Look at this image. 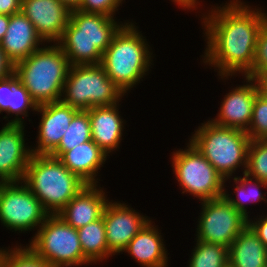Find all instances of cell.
I'll use <instances>...</instances> for the list:
<instances>
[{
    "label": "cell",
    "instance_id": "obj_1",
    "mask_svg": "<svg viewBox=\"0 0 267 267\" xmlns=\"http://www.w3.org/2000/svg\"><path fill=\"white\" fill-rule=\"evenodd\" d=\"M243 4L233 0L203 15L208 40L203 61L218 68L221 78L240 72L246 77L252 71L257 36L267 13Z\"/></svg>",
    "mask_w": 267,
    "mask_h": 267
},
{
    "label": "cell",
    "instance_id": "obj_2",
    "mask_svg": "<svg viewBox=\"0 0 267 267\" xmlns=\"http://www.w3.org/2000/svg\"><path fill=\"white\" fill-rule=\"evenodd\" d=\"M122 26L105 14L73 10L57 44L70 66L100 64L102 54Z\"/></svg>",
    "mask_w": 267,
    "mask_h": 267
},
{
    "label": "cell",
    "instance_id": "obj_3",
    "mask_svg": "<svg viewBox=\"0 0 267 267\" xmlns=\"http://www.w3.org/2000/svg\"><path fill=\"white\" fill-rule=\"evenodd\" d=\"M49 214H58L85 186L57 158L32 154L23 180Z\"/></svg>",
    "mask_w": 267,
    "mask_h": 267
},
{
    "label": "cell",
    "instance_id": "obj_4",
    "mask_svg": "<svg viewBox=\"0 0 267 267\" xmlns=\"http://www.w3.org/2000/svg\"><path fill=\"white\" fill-rule=\"evenodd\" d=\"M43 47L18 62L13 70L37 105L61 100L70 68L68 58L57 43Z\"/></svg>",
    "mask_w": 267,
    "mask_h": 267
},
{
    "label": "cell",
    "instance_id": "obj_5",
    "mask_svg": "<svg viewBox=\"0 0 267 267\" xmlns=\"http://www.w3.org/2000/svg\"><path fill=\"white\" fill-rule=\"evenodd\" d=\"M129 23L125 22L114 35L111 44L102 54L100 63L108 77L124 94L146 75L152 64V53L145 37L136 26Z\"/></svg>",
    "mask_w": 267,
    "mask_h": 267
},
{
    "label": "cell",
    "instance_id": "obj_6",
    "mask_svg": "<svg viewBox=\"0 0 267 267\" xmlns=\"http://www.w3.org/2000/svg\"><path fill=\"white\" fill-rule=\"evenodd\" d=\"M204 123L196 129L189 141L224 177V180L233 176L236 168L241 165L245 168H243L244 174L251 142L246 131L218 126L210 120Z\"/></svg>",
    "mask_w": 267,
    "mask_h": 267
},
{
    "label": "cell",
    "instance_id": "obj_7",
    "mask_svg": "<svg viewBox=\"0 0 267 267\" xmlns=\"http://www.w3.org/2000/svg\"><path fill=\"white\" fill-rule=\"evenodd\" d=\"M62 93L63 103L81 111L119 104L125 95L101 64L70 66Z\"/></svg>",
    "mask_w": 267,
    "mask_h": 267
},
{
    "label": "cell",
    "instance_id": "obj_8",
    "mask_svg": "<svg viewBox=\"0 0 267 267\" xmlns=\"http://www.w3.org/2000/svg\"><path fill=\"white\" fill-rule=\"evenodd\" d=\"M28 247L53 267H74L90 262L84 257L77 229L57 214H49Z\"/></svg>",
    "mask_w": 267,
    "mask_h": 267
},
{
    "label": "cell",
    "instance_id": "obj_9",
    "mask_svg": "<svg viewBox=\"0 0 267 267\" xmlns=\"http://www.w3.org/2000/svg\"><path fill=\"white\" fill-rule=\"evenodd\" d=\"M187 147L184 151L180 149L172 155L173 172L184 190L182 193L194 195L199 201L223 196L224 177L190 141Z\"/></svg>",
    "mask_w": 267,
    "mask_h": 267
},
{
    "label": "cell",
    "instance_id": "obj_10",
    "mask_svg": "<svg viewBox=\"0 0 267 267\" xmlns=\"http://www.w3.org/2000/svg\"><path fill=\"white\" fill-rule=\"evenodd\" d=\"M48 215L22 181L0 182V220L6 228L19 232L31 231L36 226L39 228Z\"/></svg>",
    "mask_w": 267,
    "mask_h": 267
},
{
    "label": "cell",
    "instance_id": "obj_11",
    "mask_svg": "<svg viewBox=\"0 0 267 267\" xmlns=\"http://www.w3.org/2000/svg\"><path fill=\"white\" fill-rule=\"evenodd\" d=\"M202 211L197 225V239L206 243L230 247L248 225V219L238 212L224 196L201 201Z\"/></svg>",
    "mask_w": 267,
    "mask_h": 267
},
{
    "label": "cell",
    "instance_id": "obj_12",
    "mask_svg": "<svg viewBox=\"0 0 267 267\" xmlns=\"http://www.w3.org/2000/svg\"><path fill=\"white\" fill-rule=\"evenodd\" d=\"M127 206L124 203L108 201L104 208L102 216L107 246L113 255L124 252L132 238L150 221Z\"/></svg>",
    "mask_w": 267,
    "mask_h": 267
},
{
    "label": "cell",
    "instance_id": "obj_13",
    "mask_svg": "<svg viewBox=\"0 0 267 267\" xmlns=\"http://www.w3.org/2000/svg\"><path fill=\"white\" fill-rule=\"evenodd\" d=\"M24 124H5L0 130V182L23 180L32 151L25 146Z\"/></svg>",
    "mask_w": 267,
    "mask_h": 267
},
{
    "label": "cell",
    "instance_id": "obj_14",
    "mask_svg": "<svg viewBox=\"0 0 267 267\" xmlns=\"http://www.w3.org/2000/svg\"><path fill=\"white\" fill-rule=\"evenodd\" d=\"M21 12L33 23L42 40L48 43L60 40L71 13L59 0H22Z\"/></svg>",
    "mask_w": 267,
    "mask_h": 267
},
{
    "label": "cell",
    "instance_id": "obj_15",
    "mask_svg": "<svg viewBox=\"0 0 267 267\" xmlns=\"http://www.w3.org/2000/svg\"><path fill=\"white\" fill-rule=\"evenodd\" d=\"M41 114L37 146L32 149L34 155H49L60 143L73 116L79 111L61 100L38 105Z\"/></svg>",
    "mask_w": 267,
    "mask_h": 267
},
{
    "label": "cell",
    "instance_id": "obj_16",
    "mask_svg": "<svg viewBox=\"0 0 267 267\" xmlns=\"http://www.w3.org/2000/svg\"><path fill=\"white\" fill-rule=\"evenodd\" d=\"M245 78L247 84L237 86L225 95L217 118L210 120L215 125L243 131L248 130L252 118L253 104L259 91L254 79L247 76Z\"/></svg>",
    "mask_w": 267,
    "mask_h": 267
},
{
    "label": "cell",
    "instance_id": "obj_17",
    "mask_svg": "<svg viewBox=\"0 0 267 267\" xmlns=\"http://www.w3.org/2000/svg\"><path fill=\"white\" fill-rule=\"evenodd\" d=\"M40 42L43 40L33 23L21 11L10 15L8 28L0 46L13 66L37 51L39 44H42Z\"/></svg>",
    "mask_w": 267,
    "mask_h": 267
},
{
    "label": "cell",
    "instance_id": "obj_18",
    "mask_svg": "<svg viewBox=\"0 0 267 267\" xmlns=\"http://www.w3.org/2000/svg\"><path fill=\"white\" fill-rule=\"evenodd\" d=\"M97 186H85L57 215L75 229L100 219L108 199L101 187L98 189Z\"/></svg>",
    "mask_w": 267,
    "mask_h": 267
},
{
    "label": "cell",
    "instance_id": "obj_19",
    "mask_svg": "<svg viewBox=\"0 0 267 267\" xmlns=\"http://www.w3.org/2000/svg\"><path fill=\"white\" fill-rule=\"evenodd\" d=\"M118 104L93 107L88 111L92 140L108 155L119 148L124 129Z\"/></svg>",
    "mask_w": 267,
    "mask_h": 267
},
{
    "label": "cell",
    "instance_id": "obj_20",
    "mask_svg": "<svg viewBox=\"0 0 267 267\" xmlns=\"http://www.w3.org/2000/svg\"><path fill=\"white\" fill-rule=\"evenodd\" d=\"M151 220L132 238L125 248L142 267H167V251L158 228Z\"/></svg>",
    "mask_w": 267,
    "mask_h": 267
},
{
    "label": "cell",
    "instance_id": "obj_21",
    "mask_svg": "<svg viewBox=\"0 0 267 267\" xmlns=\"http://www.w3.org/2000/svg\"><path fill=\"white\" fill-rule=\"evenodd\" d=\"M106 157L107 154L91 140L64 152L58 159L85 183L97 184L96 174L106 161Z\"/></svg>",
    "mask_w": 267,
    "mask_h": 267
},
{
    "label": "cell",
    "instance_id": "obj_22",
    "mask_svg": "<svg viewBox=\"0 0 267 267\" xmlns=\"http://www.w3.org/2000/svg\"><path fill=\"white\" fill-rule=\"evenodd\" d=\"M231 267H267V248L247 225L229 247Z\"/></svg>",
    "mask_w": 267,
    "mask_h": 267
},
{
    "label": "cell",
    "instance_id": "obj_23",
    "mask_svg": "<svg viewBox=\"0 0 267 267\" xmlns=\"http://www.w3.org/2000/svg\"><path fill=\"white\" fill-rule=\"evenodd\" d=\"M30 108L36 111L38 105L14 72L0 80V113L3 111L9 115H16L8 124H23V119L19 116L28 117Z\"/></svg>",
    "mask_w": 267,
    "mask_h": 267
},
{
    "label": "cell",
    "instance_id": "obj_24",
    "mask_svg": "<svg viewBox=\"0 0 267 267\" xmlns=\"http://www.w3.org/2000/svg\"><path fill=\"white\" fill-rule=\"evenodd\" d=\"M84 257L92 264L112 256L106 240L103 216L77 229Z\"/></svg>",
    "mask_w": 267,
    "mask_h": 267
},
{
    "label": "cell",
    "instance_id": "obj_25",
    "mask_svg": "<svg viewBox=\"0 0 267 267\" xmlns=\"http://www.w3.org/2000/svg\"><path fill=\"white\" fill-rule=\"evenodd\" d=\"M91 140V126L88 111L79 110L73 116L59 145L49 155L58 159L64 152Z\"/></svg>",
    "mask_w": 267,
    "mask_h": 267
},
{
    "label": "cell",
    "instance_id": "obj_26",
    "mask_svg": "<svg viewBox=\"0 0 267 267\" xmlns=\"http://www.w3.org/2000/svg\"><path fill=\"white\" fill-rule=\"evenodd\" d=\"M249 175L244 173L243 177H234V182L238 185L235 187V192L237 199H234L232 197H229L230 195L226 193L227 191L224 190L223 196L226 198V200L238 211L240 212L244 217L247 219L248 217V212L246 209V205L244 201H249L251 202H260V201H266L265 197L259 190V188L262 186L263 188L267 189V183L263 182L261 180L255 179L254 181L252 180ZM240 182V183H239ZM253 183V185H252ZM253 188H252V187ZM249 187V190L248 188ZM251 188V189H250ZM248 190V191H247ZM243 199V200H242Z\"/></svg>",
    "mask_w": 267,
    "mask_h": 267
},
{
    "label": "cell",
    "instance_id": "obj_27",
    "mask_svg": "<svg viewBox=\"0 0 267 267\" xmlns=\"http://www.w3.org/2000/svg\"><path fill=\"white\" fill-rule=\"evenodd\" d=\"M188 267H226L229 265V248L221 244L196 241Z\"/></svg>",
    "mask_w": 267,
    "mask_h": 267
},
{
    "label": "cell",
    "instance_id": "obj_28",
    "mask_svg": "<svg viewBox=\"0 0 267 267\" xmlns=\"http://www.w3.org/2000/svg\"><path fill=\"white\" fill-rule=\"evenodd\" d=\"M245 173L267 183V140H251Z\"/></svg>",
    "mask_w": 267,
    "mask_h": 267
},
{
    "label": "cell",
    "instance_id": "obj_29",
    "mask_svg": "<svg viewBox=\"0 0 267 267\" xmlns=\"http://www.w3.org/2000/svg\"><path fill=\"white\" fill-rule=\"evenodd\" d=\"M1 267H53L38 257L27 245L7 249Z\"/></svg>",
    "mask_w": 267,
    "mask_h": 267
},
{
    "label": "cell",
    "instance_id": "obj_30",
    "mask_svg": "<svg viewBox=\"0 0 267 267\" xmlns=\"http://www.w3.org/2000/svg\"><path fill=\"white\" fill-rule=\"evenodd\" d=\"M251 140H267V100L258 94L252 110V118L246 131Z\"/></svg>",
    "mask_w": 267,
    "mask_h": 267
},
{
    "label": "cell",
    "instance_id": "obj_31",
    "mask_svg": "<svg viewBox=\"0 0 267 267\" xmlns=\"http://www.w3.org/2000/svg\"><path fill=\"white\" fill-rule=\"evenodd\" d=\"M267 71V20L261 26L255 49V57L252 64V71L247 75L251 77L253 74H262Z\"/></svg>",
    "mask_w": 267,
    "mask_h": 267
},
{
    "label": "cell",
    "instance_id": "obj_32",
    "mask_svg": "<svg viewBox=\"0 0 267 267\" xmlns=\"http://www.w3.org/2000/svg\"><path fill=\"white\" fill-rule=\"evenodd\" d=\"M123 0H82L79 11L85 13H101L114 17L115 11L118 10Z\"/></svg>",
    "mask_w": 267,
    "mask_h": 267
},
{
    "label": "cell",
    "instance_id": "obj_33",
    "mask_svg": "<svg viewBox=\"0 0 267 267\" xmlns=\"http://www.w3.org/2000/svg\"><path fill=\"white\" fill-rule=\"evenodd\" d=\"M265 217V218H264ZM256 220L251 222L250 218L248 219V225L252 230L257 234L259 240L267 248V216H261Z\"/></svg>",
    "mask_w": 267,
    "mask_h": 267
},
{
    "label": "cell",
    "instance_id": "obj_34",
    "mask_svg": "<svg viewBox=\"0 0 267 267\" xmlns=\"http://www.w3.org/2000/svg\"><path fill=\"white\" fill-rule=\"evenodd\" d=\"M22 0H0V14L12 15L21 11Z\"/></svg>",
    "mask_w": 267,
    "mask_h": 267
},
{
    "label": "cell",
    "instance_id": "obj_35",
    "mask_svg": "<svg viewBox=\"0 0 267 267\" xmlns=\"http://www.w3.org/2000/svg\"><path fill=\"white\" fill-rule=\"evenodd\" d=\"M14 66L6 59V56L0 46V80L13 73Z\"/></svg>",
    "mask_w": 267,
    "mask_h": 267
},
{
    "label": "cell",
    "instance_id": "obj_36",
    "mask_svg": "<svg viewBox=\"0 0 267 267\" xmlns=\"http://www.w3.org/2000/svg\"><path fill=\"white\" fill-rule=\"evenodd\" d=\"M250 78L255 80L259 94L267 100V71L262 74H253Z\"/></svg>",
    "mask_w": 267,
    "mask_h": 267
},
{
    "label": "cell",
    "instance_id": "obj_37",
    "mask_svg": "<svg viewBox=\"0 0 267 267\" xmlns=\"http://www.w3.org/2000/svg\"><path fill=\"white\" fill-rule=\"evenodd\" d=\"M9 20H10V15L0 14V43L6 34Z\"/></svg>",
    "mask_w": 267,
    "mask_h": 267
},
{
    "label": "cell",
    "instance_id": "obj_38",
    "mask_svg": "<svg viewBox=\"0 0 267 267\" xmlns=\"http://www.w3.org/2000/svg\"><path fill=\"white\" fill-rule=\"evenodd\" d=\"M70 11L78 10L82 0H59Z\"/></svg>",
    "mask_w": 267,
    "mask_h": 267
},
{
    "label": "cell",
    "instance_id": "obj_39",
    "mask_svg": "<svg viewBox=\"0 0 267 267\" xmlns=\"http://www.w3.org/2000/svg\"><path fill=\"white\" fill-rule=\"evenodd\" d=\"M177 5L183 8L191 9V8H196V4L198 3L197 0H173ZM197 1V2H196Z\"/></svg>",
    "mask_w": 267,
    "mask_h": 267
},
{
    "label": "cell",
    "instance_id": "obj_40",
    "mask_svg": "<svg viewBox=\"0 0 267 267\" xmlns=\"http://www.w3.org/2000/svg\"><path fill=\"white\" fill-rule=\"evenodd\" d=\"M6 251H7V249L5 250V249H0V267H1V265H2V261H3V257H4V255H5V253H6Z\"/></svg>",
    "mask_w": 267,
    "mask_h": 267
}]
</instances>
